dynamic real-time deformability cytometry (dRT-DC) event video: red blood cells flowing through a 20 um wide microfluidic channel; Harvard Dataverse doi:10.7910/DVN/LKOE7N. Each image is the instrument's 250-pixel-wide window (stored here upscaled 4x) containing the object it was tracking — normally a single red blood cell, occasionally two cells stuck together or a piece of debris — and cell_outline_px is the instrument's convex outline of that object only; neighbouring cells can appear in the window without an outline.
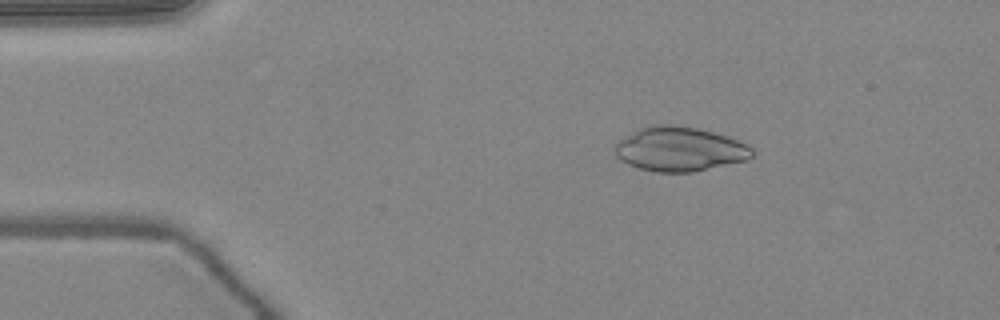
{"species": "common noctule bat (a hibernating species)", "species_latin": "Nyctalus noctula", "temperature_condition": "warm", "stored_images_in_passage": 49, "camera_frame_rate_fps": 3000, "um_per_image_px": 0.085, "animal": {"sex": "female", "body_mass_g": 24.6, "forearm_length_mm": 56.2}, "frame": {"image": 1, "passage_image": 7, "time_ms": 2.0, "image_size_px": [1000, 320], "cell_outline_px": [[752, 156], [748, 160], [692, 172], [656, 172], [640, 168], [628, 164], [620, 160], [616, 156], [612, 144], [632, 132], [640, 128], [652, 124], [676, 124], [696, 128], [728, 136], [748, 144], [752, 148]], "centroid_in_image_um": [57.74, 12.66], "position_along_channel_um": 27.3, "area_um2": 35.72}}
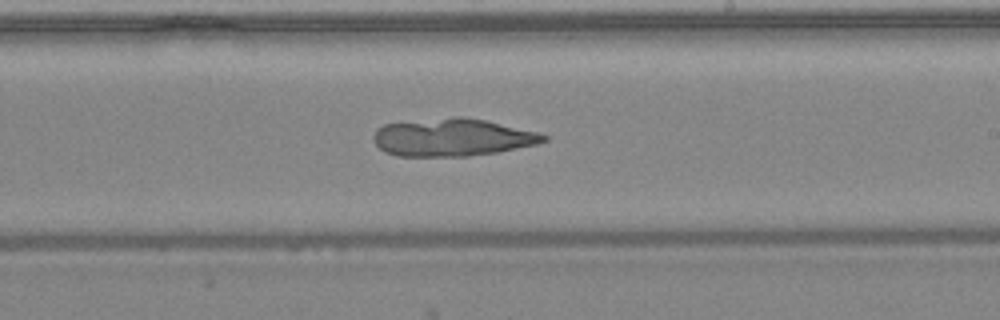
{"frame": {"image": 2, "passage_image": 28, "time_ms": 9.0, "image_size_px": [1000, 320], "cell_outline_px": [[548, 140], [536, 144], [496, 152], [468, 156], [396, 156], [384, 152], [376, 144], [372, 136], [376, 128], [384, 124], [456, 116], [464, 116], [484, 120], [536, 132], [548, 136]], "centroid_in_image_um": [38.4, 11.68], "position_along_channel_um": 250.6, "area_um2": 37.11}}
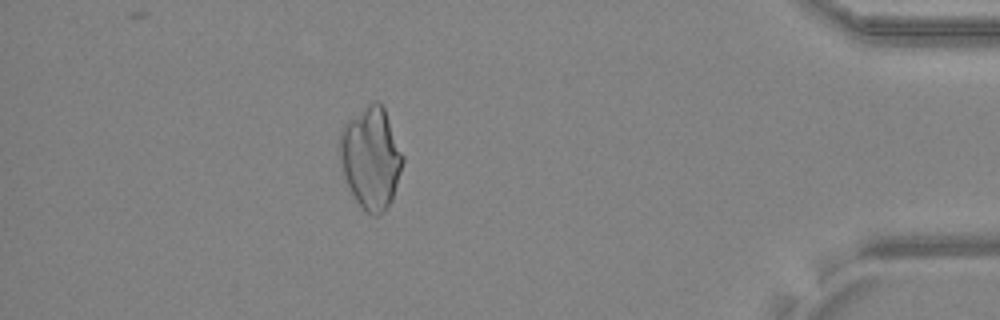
{"frame": {"image": 3, "passage_image": 43, "time_ms": 14.0, "image_size_px": [1000, 320], "cell_outline_px": [[404, 160], [392, 200], [376, 216], [372, 216], [356, 200], [344, 176], [340, 164], [340, 132], [344, 124], [348, 120], [368, 104], [376, 100], [384, 108], [404, 156]], "centroid_in_image_um": [31.53, 13.4], "position_along_channel_um": 403.7, "area_um2": 36.76}}